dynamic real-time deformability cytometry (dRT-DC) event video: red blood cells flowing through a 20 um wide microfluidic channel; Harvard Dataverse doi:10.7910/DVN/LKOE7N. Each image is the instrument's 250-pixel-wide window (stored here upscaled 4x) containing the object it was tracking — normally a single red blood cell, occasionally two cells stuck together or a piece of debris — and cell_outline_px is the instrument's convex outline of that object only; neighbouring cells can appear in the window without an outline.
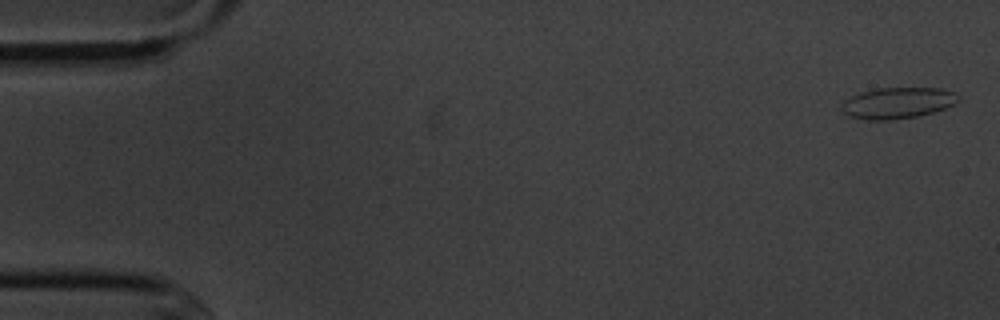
{"species": "common noctule bat (a hibernating species)", "species_latin": "Nyctalus noctula", "temperature_condition": "cold", "stored_images_in_passage": 4, "camera_frame_rate_fps": 3000, "um_per_image_px": 0.085, "animal": {"sex": "male", "body_mass_g": 20.1, "forearm_length_mm": 53.5}, "frame": {"image": 1, "passage_image": 1, "time_ms": 0.0, "image_size_px": [1000, 320], "cell_outline_px": [[960, 100], [936, 112], [916, 116], [892, 120], [868, 120], [848, 116], [840, 108], [844, 100], [860, 92], [876, 88], [940, 88], [956, 92], [960, 96]], "centroid_in_image_um": [76.3, 8.75], "position_along_channel_um": 8.7, "area_um2": 21.33}}
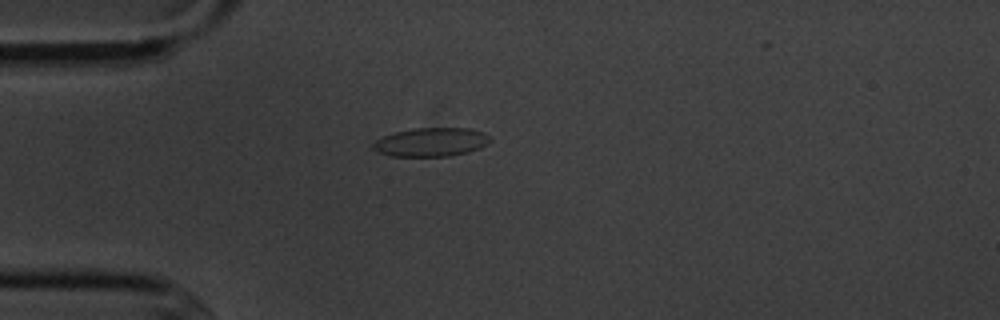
{"frame": {"image": 2, "passage_image": 4, "time_ms": 4.333, "image_size_px": [1000, 320], "cell_outline_px": [[492, 140], [488, 144], [480, 148], [468, 152], [448, 156], [388, 156], [376, 152], [372, 148], [372, 144], [376, 140], [384, 136], [396, 132], [412, 128], [472, 128], [484, 132]], "centroid_in_image_um": [36.65, 12.08], "position_along_channel_um": 48.4, "area_um2": 19.77}}